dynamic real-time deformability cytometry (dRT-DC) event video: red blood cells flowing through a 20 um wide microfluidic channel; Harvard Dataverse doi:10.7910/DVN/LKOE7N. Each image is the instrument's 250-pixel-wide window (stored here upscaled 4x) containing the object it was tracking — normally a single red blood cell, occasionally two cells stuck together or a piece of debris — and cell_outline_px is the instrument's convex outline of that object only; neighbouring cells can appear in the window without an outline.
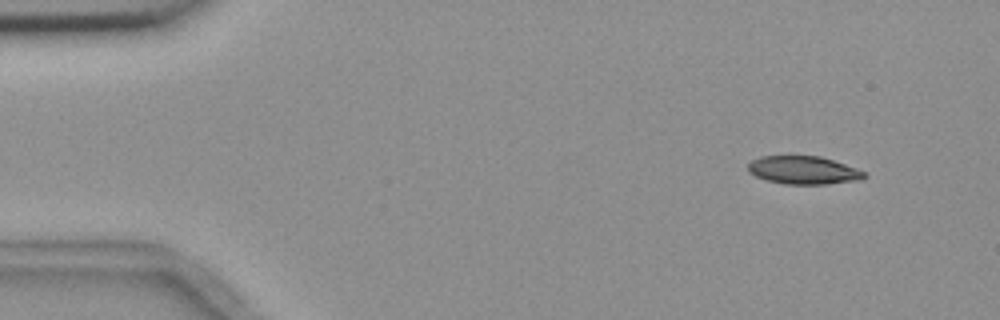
{"species": "common noctule bat (a hibernating species)", "species_latin": "Nyctalus noctula", "temperature_condition": "room temperature", "stored_images_in_passage": 4, "camera_frame_rate_fps": 3000, "um_per_image_px": 0.085, "animal": {"sex": "female", "body_mass_g": 18.4}, "frame": {"image": 1, "passage_image": 1, "time_ms": 0.0, "image_size_px": [1000, 320], "cell_outline_px": [[868, 176], [860, 180], [828, 184], [784, 184], [768, 180], [756, 176], [748, 172], [748, 164], [752, 160], [760, 156], [820, 156], [856, 168], [864, 172]], "centroid_in_image_um": [68.29, 14.47], "position_along_channel_um": 16.7, "area_um2": 18.96}}